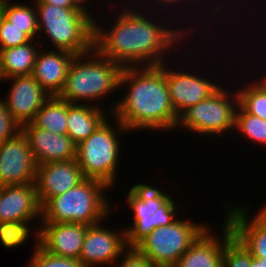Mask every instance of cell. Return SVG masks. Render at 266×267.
Here are the masks:
<instances>
[{
	"mask_svg": "<svg viewBox=\"0 0 266 267\" xmlns=\"http://www.w3.org/2000/svg\"><path fill=\"white\" fill-rule=\"evenodd\" d=\"M36 239L35 251L33 250L28 267H83L78 259L56 256L45 251Z\"/></svg>",
	"mask_w": 266,
	"mask_h": 267,
	"instance_id": "cell-29",
	"label": "cell"
},
{
	"mask_svg": "<svg viewBox=\"0 0 266 267\" xmlns=\"http://www.w3.org/2000/svg\"><path fill=\"white\" fill-rule=\"evenodd\" d=\"M234 129L256 144L266 145V120L247 113L240 105L236 110Z\"/></svg>",
	"mask_w": 266,
	"mask_h": 267,
	"instance_id": "cell-26",
	"label": "cell"
},
{
	"mask_svg": "<svg viewBox=\"0 0 266 267\" xmlns=\"http://www.w3.org/2000/svg\"><path fill=\"white\" fill-rule=\"evenodd\" d=\"M154 0H152V2H153ZM184 1H189V0H155L154 2H158V3H156V4H164V6L163 7H166L165 5H167L168 4V6L170 5V7L171 6H173L174 7V9H175V5H178V4H182L181 2H184ZM173 4V5H172Z\"/></svg>",
	"mask_w": 266,
	"mask_h": 267,
	"instance_id": "cell-35",
	"label": "cell"
},
{
	"mask_svg": "<svg viewBox=\"0 0 266 267\" xmlns=\"http://www.w3.org/2000/svg\"><path fill=\"white\" fill-rule=\"evenodd\" d=\"M86 56H90V59ZM122 69L121 65L103 57L95 49L87 54L76 55L58 97L72 104H87L89 101L90 105L91 100L96 102L119 89Z\"/></svg>",
	"mask_w": 266,
	"mask_h": 267,
	"instance_id": "cell-3",
	"label": "cell"
},
{
	"mask_svg": "<svg viewBox=\"0 0 266 267\" xmlns=\"http://www.w3.org/2000/svg\"><path fill=\"white\" fill-rule=\"evenodd\" d=\"M31 221L0 222V243L8 248H15L27 241L30 232Z\"/></svg>",
	"mask_w": 266,
	"mask_h": 267,
	"instance_id": "cell-28",
	"label": "cell"
},
{
	"mask_svg": "<svg viewBox=\"0 0 266 267\" xmlns=\"http://www.w3.org/2000/svg\"><path fill=\"white\" fill-rule=\"evenodd\" d=\"M225 221L230 225L234 236L255 258L266 257V205L254 217L248 218L245 207L227 206Z\"/></svg>",
	"mask_w": 266,
	"mask_h": 267,
	"instance_id": "cell-17",
	"label": "cell"
},
{
	"mask_svg": "<svg viewBox=\"0 0 266 267\" xmlns=\"http://www.w3.org/2000/svg\"><path fill=\"white\" fill-rule=\"evenodd\" d=\"M35 40L0 50V79L8 80L15 76L30 75L33 73L38 46Z\"/></svg>",
	"mask_w": 266,
	"mask_h": 267,
	"instance_id": "cell-22",
	"label": "cell"
},
{
	"mask_svg": "<svg viewBox=\"0 0 266 267\" xmlns=\"http://www.w3.org/2000/svg\"><path fill=\"white\" fill-rule=\"evenodd\" d=\"M35 236L47 252L61 257L79 259L87 225L81 223L41 222Z\"/></svg>",
	"mask_w": 266,
	"mask_h": 267,
	"instance_id": "cell-15",
	"label": "cell"
},
{
	"mask_svg": "<svg viewBox=\"0 0 266 267\" xmlns=\"http://www.w3.org/2000/svg\"><path fill=\"white\" fill-rule=\"evenodd\" d=\"M104 112L96 104L85 105L68 102L67 135L78 145L97 130L107 119L104 116Z\"/></svg>",
	"mask_w": 266,
	"mask_h": 267,
	"instance_id": "cell-21",
	"label": "cell"
},
{
	"mask_svg": "<svg viewBox=\"0 0 266 267\" xmlns=\"http://www.w3.org/2000/svg\"><path fill=\"white\" fill-rule=\"evenodd\" d=\"M223 226L222 240L208 227L173 267H222L224 246L234 236L226 221Z\"/></svg>",
	"mask_w": 266,
	"mask_h": 267,
	"instance_id": "cell-19",
	"label": "cell"
},
{
	"mask_svg": "<svg viewBox=\"0 0 266 267\" xmlns=\"http://www.w3.org/2000/svg\"><path fill=\"white\" fill-rule=\"evenodd\" d=\"M101 225L87 227L78 259L83 267L112 264L127 249L125 229L118 232Z\"/></svg>",
	"mask_w": 266,
	"mask_h": 267,
	"instance_id": "cell-11",
	"label": "cell"
},
{
	"mask_svg": "<svg viewBox=\"0 0 266 267\" xmlns=\"http://www.w3.org/2000/svg\"><path fill=\"white\" fill-rule=\"evenodd\" d=\"M11 79L13 83L9 96L7 95L5 99L6 109L13 119L23 126L34 120L36 113L51 95L40 86L32 74L15 76Z\"/></svg>",
	"mask_w": 266,
	"mask_h": 267,
	"instance_id": "cell-13",
	"label": "cell"
},
{
	"mask_svg": "<svg viewBox=\"0 0 266 267\" xmlns=\"http://www.w3.org/2000/svg\"><path fill=\"white\" fill-rule=\"evenodd\" d=\"M84 179L76 159L38 165L35 185L40 206L53 196L77 186Z\"/></svg>",
	"mask_w": 266,
	"mask_h": 267,
	"instance_id": "cell-14",
	"label": "cell"
},
{
	"mask_svg": "<svg viewBox=\"0 0 266 267\" xmlns=\"http://www.w3.org/2000/svg\"><path fill=\"white\" fill-rule=\"evenodd\" d=\"M226 90L221 87L209 98L189 107L179 116L177 128L182 126L190 132L209 136L233 130L239 98L237 92L232 95Z\"/></svg>",
	"mask_w": 266,
	"mask_h": 267,
	"instance_id": "cell-8",
	"label": "cell"
},
{
	"mask_svg": "<svg viewBox=\"0 0 266 267\" xmlns=\"http://www.w3.org/2000/svg\"><path fill=\"white\" fill-rule=\"evenodd\" d=\"M21 132V126L6 109L4 99H0V143L10 140Z\"/></svg>",
	"mask_w": 266,
	"mask_h": 267,
	"instance_id": "cell-31",
	"label": "cell"
},
{
	"mask_svg": "<svg viewBox=\"0 0 266 267\" xmlns=\"http://www.w3.org/2000/svg\"><path fill=\"white\" fill-rule=\"evenodd\" d=\"M115 120L118 130L106 119L76 149V160L84 177L100 180L109 187L116 181V167L119 164L120 143L117 131H128L118 119Z\"/></svg>",
	"mask_w": 266,
	"mask_h": 267,
	"instance_id": "cell-6",
	"label": "cell"
},
{
	"mask_svg": "<svg viewBox=\"0 0 266 267\" xmlns=\"http://www.w3.org/2000/svg\"><path fill=\"white\" fill-rule=\"evenodd\" d=\"M256 267H266V257L256 258Z\"/></svg>",
	"mask_w": 266,
	"mask_h": 267,
	"instance_id": "cell-37",
	"label": "cell"
},
{
	"mask_svg": "<svg viewBox=\"0 0 266 267\" xmlns=\"http://www.w3.org/2000/svg\"><path fill=\"white\" fill-rule=\"evenodd\" d=\"M73 2V4L78 7L79 9H81L82 11L89 13L88 9L85 5L87 0H71ZM89 1V0H88ZM85 2V3H84ZM84 4V5H83Z\"/></svg>",
	"mask_w": 266,
	"mask_h": 267,
	"instance_id": "cell-36",
	"label": "cell"
},
{
	"mask_svg": "<svg viewBox=\"0 0 266 267\" xmlns=\"http://www.w3.org/2000/svg\"><path fill=\"white\" fill-rule=\"evenodd\" d=\"M31 39L4 16L0 19V50L24 45Z\"/></svg>",
	"mask_w": 266,
	"mask_h": 267,
	"instance_id": "cell-30",
	"label": "cell"
},
{
	"mask_svg": "<svg viewBox=\"0 0 266 267\" xmlns=\"http://www.w3.org/2000/svg\"><path fill=\"white\" fill-rule=\"evenodd\" d=\"M24 5L19 2L10 3L3 0V16L9 20L12 25L22 29L31 40H35L38 32L37 10L34 5Z\"/></svg>",
	"mask_w": 266,
	"mask_h": 267,
	"instance_id": "cell-24",
	"label": "cell"
},
{
	"mask_svg": "<svg viewBox=\"0 0 266 267\" xmlns=\"http://www.w3.org/2000/svg\"><path fill=\"white\" fill-rule=\"evenodd\" d=\"M3 16V0H0V19Z\"/></svg>",
	"mask_w": 266,
	"mask_h": 267,
	"instance_id": "cell-38",
	"label": "cell"
},
{
	"mask_svg": "<svg viewBox=\"0 0 266 267\" xmlns=\"http://www.w3.org/2000/svg\"><path fill=\"white\" fill-rule=\"evenodd\" d=\"M34 3H47L61 8H78L71 0H34Z\"/></svg>",
	"mask_w": 266,
	"mask_h": 267,
	"instance_id": "cell-34",
	"label": "cell"
},
{
	"mask_svg": "<svg viewBox=\"0 0 266 267\" xmlns=\"http://www.w3.org/2000/svg\"><path fill=\"white\" fill-rule=\"evenodd\" d=\"M68 102L51 96L36 113L32 123L49 132L67 135Z\"/></svg>",
	"mask_w": 266,
	"mask_h": 267,
	"instance_id": "cell-23",
	"label": "cell"
},
{
	"mask_svg": "<svg viewBox=\"0 0 266 267\" xmlns=\"http://www.w3.org/2000/svg\"><path fill=\"white\" fill-rule=\"evenodd\" d=\"M126 5L111 30H104L103 27L100 28L99 22H94L96 52L123 68L141 67L144 63L143 66H159L165 63L166 51H171V48L182 42L184 34L187 36L191 28H165L163 24L161 26L160 23H154L152 18L149 19L143 12L138 11L139 9Z\"/></svg>",
	"mask_w": 266,
	"mask_h": 267,
	"instance_id": "cell-1",
	"label": "cell"
},
{
	"mask_svg": "<svg viewBox=\"0 0 266 267\" xmlns=\"http://www.w3.org/2000/svg\"><path fill=\"white\" fill-rule=\"evenodd\" d=\"M165 64L122 69L119 88L129 84L128 93L111 106V111L129 132L177 128L179 116L171 104Z\"/></svg>",
	"mask_w": 266,
	"mask_h": 267,
	"instance_id": "cell-2",
	"label": "cell"
},
{
	"mask_svg": "<svg viewBox=\"0 0 266 267\" xmlns=\"http://www.w3.org/2000/svg\"><path fill=\"white\" fill-rule=\"evenodd\" d=\"M166 67L168 65H165L168 92L171 104L178 116L189 107L209 98L221 88L219 84L213 83L212 80L209 81L208 78H200L201 75L177 71L176 68L173 71Z\"/></svg>",
	"mask_w": 266,
	"mask_h": 267,
	"instance_id": "cell-12",
	"label": "cell"
},
{
	"mask_svg": "<svg viewBox=\"0 0 266 267\" xmlns=\"http://www.w3.org/2000/svg\"><path fill=\"white\" fill-rule=\"evenodd\" d=\"M33 4L37 10L38 32L43 30L56 50H65L75 55L93 51L96 20L90 13L79 8Z\"/></svg>",
	"mask_w": 266,
	"mask_h": 267,
	"instance_id": "cell-5",
	"label": "cell"
},
{
	"mask_svg": "<svg viewBox=\"0 0 266 267\" xmlns=\"http://www.w3.org/2000/svg\"><path fill=\"white\" fill-rule=\"evenodd\" d=\"M41 217L35 183L0 186V222L32 221Z\"/></svg>",
	"mask_w": 266,
	"mask_h": 267,
	"instance_id": "cell-18",
	"label": "cell"
},
{
	"mask_svg": "<svg viewBox=\"0 0 266 267\" xmlns=\"http://www.w3.org/2000/svg\"><path fill=\"white\" fill-rule=\"evenodd\" d=\"M261 79V81L256 80V83L252 81L241 90L238 89L237 93L239 105L247 113L266 120V74Z\"/></svg>",
	"mask_w": 266,
	"mask_h": 267,
	"instance_id": "cell-25",
	"label": "cell"
},
{
	"mask_svg": "<svg viewBox=\"0 0 266 267\" xmlns=\"http://www.w3.org/2000/svg\"><path fill=\"white\" fill-rule=\"evenodd\" d=\"M170 197L159 188L146 183L133 185L128 191L127 202L134 215V225L125 228L126 246L136 247L154 230V212Z\"/></svg>",
	"mask_w": 266,
	"mask_h": 267,
	"instance_id": "cell-9",
	"label": "cell"
},
{
	"mask_svg": "<svg viewBox=\"0 0 266 267\" xmlns=\"http://www.w3.org/2000/svg\"><path fill=\"white\" fill-rule=\"evenodd\" d=\"M109 186L97 179L85 178L77 186L53 196L41 207V222L95 225L105 220L109 201L103 193Z\"/></svg>",
	"mask_w": 266,
	"mask_h": 267,
	"instance_id": "cell-4",
	"label": "cell"
},
{
	"mask_svg": "<svg viewBox=\"0 0 266 267\" xmlns=\"http://www.w3.org/2000/svg\"><path fill=\"white\" fill-rule=\"evenodd\" d=\"M126 252H122L123 257L118 267H154L149 259L143 255L136 247H127ZM124 254V255H123Z\"/></svg>",
	"mask_w": 266,
	"mask_h": 267,
	"instance_id": "cell-33",
	"label": "cell"
},
{
	"mask_svg": "<svg viewBox=\"0 0 266 267\" xmlns=\"http://www.w3.org/2000/svg\"><path fill=\"white\" fill-rule=\"evenodd\" d=\"M75 56L65 50L52 49L46 52L40 50L32 76L47 93L58 96L64 87L70 64Z\"/></svg>",
	"mask_w": 266,
	"mask_h": 267,
	"instance_id": "cell-20",
	"label": "cell"
},
{
	"mask_svg": "<svg viewBox=\"0 0 266 267\" xmlns=\"http://www.w3.org/2000/svg\"><path fill=\"white\" fill-rule=\"evenodd\" d=\"M222 267H256V258L233 236L224 246Z\"/></svg>",
	"mask_w": 266,
	"mask_h": 267,
	"instance_id": "cell-27",
	"label": "cell"
},
{
	"mask_svg": "<svg viewBox=\"0 0 266 267\" xmlns=\"http://www.w3.org/2000/svg\"><path fill=\"white\" fill-rule=\"evenodd\" d=\"M207 228V225L178 218L170 225L152 230L136 248L154 267H173Z\"/></svg>",
	"mask_w": 266,
	"mask_h": 267,
	"instance_id": "cell-7",
	"label": "cell"
},
{
	"mask_svg": "<svg viewBox=\"0 0 266 267\" xmlns=\"http://www.w3.org/2000/svg\"><path fill=\"white\" fill-rule=\"evenodd\" d=\"M170 196L159 208L154 212V229L167 226L173 223L176 218V204Z\"/></svg>",
	"mask_w": 266,
	"mask_h": 267,
	"instance_id": "cell-32",
	"label": "cell"
},
{
	"mask_svg": "<svg viewBox=\"0 0 266 267\" xmlns=\"http://www.w3.org/2000/svg\"><path fill=\"white\" fill-rule=\"evenodd\" d=\"M37 164L22 132L0 143V186L35 183Z\"/></svg>",
	"mask_w": 266,
	"mask_h": 267,
	"instance_id": "cell-10",
	"label": "cell"
},
{
	"mask_svg": "<svg viewBox=\"0 0 266 267\" xmlns=\"http://www.w3.org/2000/svg\"><path fill=\"white\" fill-rule=\"evenodd\" d=\"M38 165L76 159L77 145L68 135H60L36 127L32 122L21 126Z\"/></svg>",
	"mask_w": 266,
	"mask_h": 267,
	"instance_id": "cell-16",
	"label": "cell"
}]
</instances>
